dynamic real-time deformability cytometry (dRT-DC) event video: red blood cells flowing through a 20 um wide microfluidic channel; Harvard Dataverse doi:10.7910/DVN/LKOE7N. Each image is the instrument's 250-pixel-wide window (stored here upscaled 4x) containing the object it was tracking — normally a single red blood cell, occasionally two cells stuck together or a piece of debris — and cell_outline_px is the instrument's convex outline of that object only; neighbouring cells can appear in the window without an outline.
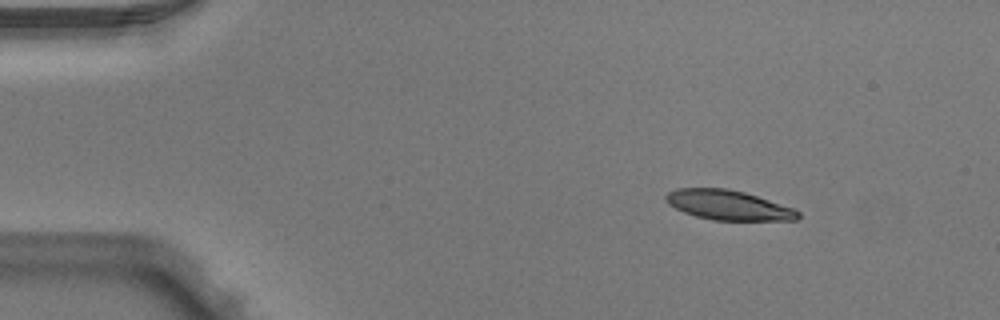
{"species": "Egyptian fruit bat (a non-hibernating species)", "species_latin": "Rousettus aegyptiacus", "temperature_condition": "warm", "stored_images_in_passage": 4, "camera_frame_rate_fps": 3000, "um_per_image_px": 0.085, "animal": {"sex": "male"}, "frame": {"image": 1, "passage_image": 1, "time_ms": 0.0, "image_size_px": [1000, 320], "cell_outline_px": [[800, 216], [796, 220], [712, 220], [696, 216], [684, 212], [668, 204], [664, 196], [668, 192], [676, 188], [728, 188], [744, 192], [792, 208], [800, 212]], "centroid_in_image_um": [61.87, 17.43], "position_along_channel_um": 23.1, "area_um2": 22.72}}
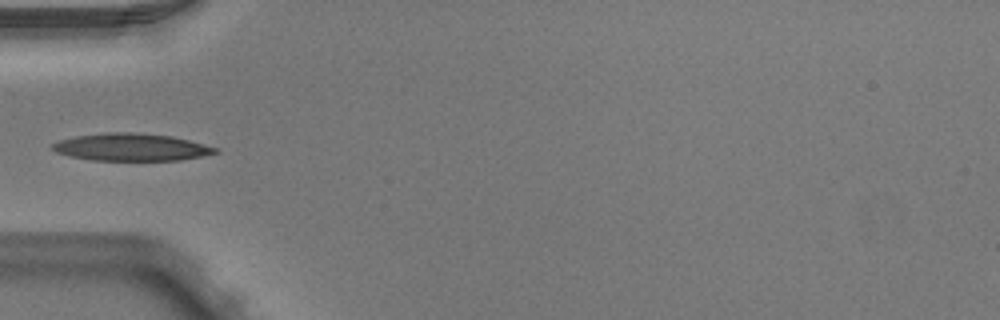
{"frame": {"image": 2, "passage_image": 4, "time_ms": 1.0, "image_size_px": [1000, 320], "cell_outline_px": [[220, 152], [204, 156], [180, 160], [92, 160], [68, 156], [56, 152], [52, 148], [52, 144], [60, 140], [76, 136], [108, 132], [132, 132], [172, 136], [204, 144], [216, 148]], "centroid_in_image_um": [11.16, 12.51], "position_along_channel_um": 73.8, "area_um2": 25.89}}